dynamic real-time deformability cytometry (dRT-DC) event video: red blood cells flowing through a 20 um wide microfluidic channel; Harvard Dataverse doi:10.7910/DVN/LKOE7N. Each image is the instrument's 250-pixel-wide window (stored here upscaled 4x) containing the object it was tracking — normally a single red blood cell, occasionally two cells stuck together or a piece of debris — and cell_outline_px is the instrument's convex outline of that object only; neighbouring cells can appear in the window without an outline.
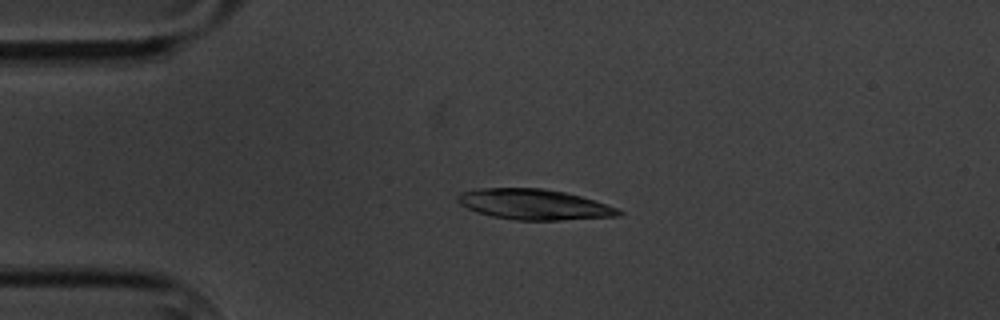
{"species": "common noctule bat (a hibernating species)", "species_latin": "Nyctalus noctula", "temperature_condition": "cold", "stored_images_in_passage": 5, "camera_frame_rate_fps": 3000, "um_per_image_px": 0.085, "animal": {"sex": "male", "body_mass_g": 20.1, "forearm_length_mm": 53.5}, "frame": {"image": 1, "passage_image": 4, "time_ms": 3.333, "image_size_px": [1000, 320], "cell_outline_px": [[624, 212], [620, 216], [560, 220], [516, 220], [492, 216], [476, 212], [460, 204], [456, 200], [456, 196], [460, 192], [480, 188], [540, 188], [564, 192], [580, 196], [616, 208]], "centroid_in_image_um": [45.35, 17.38], "position_along_channel_um": 39.7, "area_um2": 28.44}}